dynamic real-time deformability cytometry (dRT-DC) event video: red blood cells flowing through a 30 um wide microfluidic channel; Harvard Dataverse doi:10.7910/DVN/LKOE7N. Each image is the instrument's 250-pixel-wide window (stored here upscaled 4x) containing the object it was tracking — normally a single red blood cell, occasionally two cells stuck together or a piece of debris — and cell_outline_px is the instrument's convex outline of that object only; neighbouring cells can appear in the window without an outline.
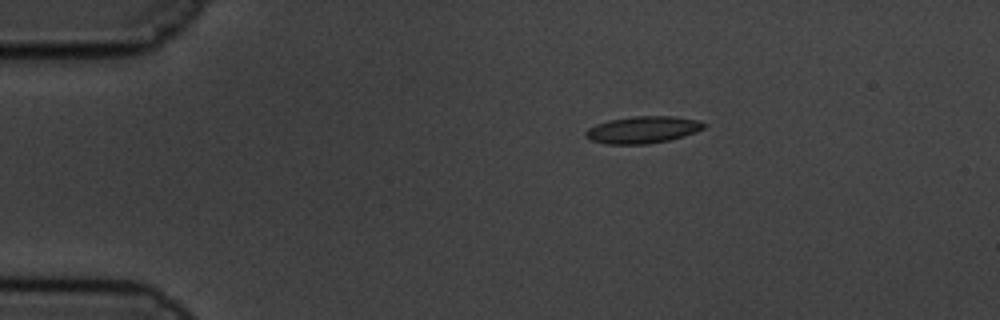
{"species": "common noctule bat (a hibernating species)", "species_latin": "Nyctalus noctula", "temperature_condition": "cold", "stored_images_in_passage": 50, "camera_frame_rate_fps": 3000, "um_per_image_px": 0.085, "animal": {"sex": "male", "body_mass_g": 19.5, "forearm_length_mm": 54.6}, "frame": {"image": 1, "passage_image": 1, "time_ms": 0.0, "image_size_px": [1000, 320], "cell_outline_px": [[708, 124], [704, 128], [696, 132], [684, 136], [668, 140], [648, 144], [608, 144], [592, 140], [584, 136], [584, 132], [588, 128], [596, 124], [608, 120], [632, 116], [676, 116], [700, 120]], "centroid_in_image_um": [54.66, 11.02], "position_along_channel_um": 30.3, "area_um2": 18.79}}
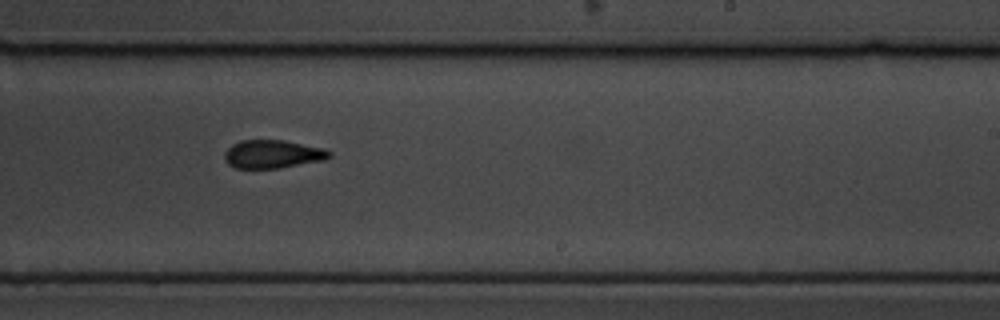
{"frame": {"image": 2, "passage_image": 27, "time_ms": 8.667, "image_size_px": [1000, 320], "cell_outline_px": [[332, 156], [324, 160], [276, 168], [236, 168], [228, 164], [224, 160], [224, 152], [232, 144], [240, 140], [284, 140], [324, 148], [332, 152]], "centroid_in_image_um": [23.17, 13.09], "position_along_channel_um": 265.8, "area_um2": 17.28}}
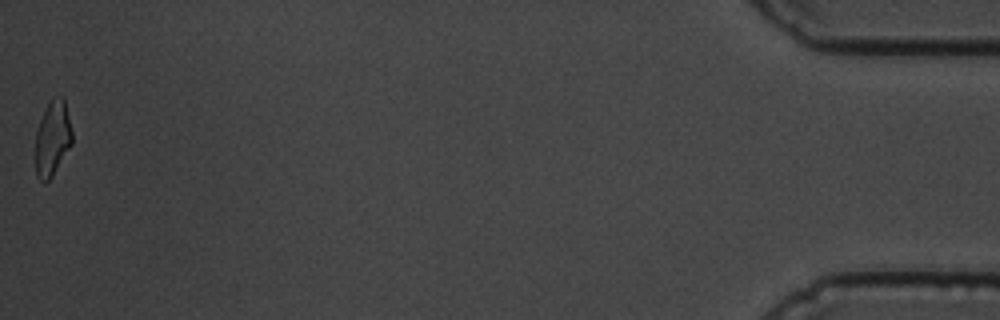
{"frame": {"image": 3, "passage_image": 50, "time_ms": 16.333, "image_size_px": [1000, 320], "cell_outline_px": [[72, 144], [52, 176], [44, 184], [36, 176], [36, 132], [40, 120], [52, 96], [64, 96], [72, 132]], "centroid_in_image_um": [4.47, 11.75], "position_along_channel_um": 430.7, "area_um2": 16.01}, "authors_computed_cell_mechanics": {"area_um2": 17.7446, "velocity_mm_per_s": 3.3514, "shape_relaxation_time_tau1_ms": 4.733, "shape_relaxation_time_tau2_ms": 2.8458, "deformation_change_tau1": 0.1097, "deformation_change_tau2": 0.1039}}